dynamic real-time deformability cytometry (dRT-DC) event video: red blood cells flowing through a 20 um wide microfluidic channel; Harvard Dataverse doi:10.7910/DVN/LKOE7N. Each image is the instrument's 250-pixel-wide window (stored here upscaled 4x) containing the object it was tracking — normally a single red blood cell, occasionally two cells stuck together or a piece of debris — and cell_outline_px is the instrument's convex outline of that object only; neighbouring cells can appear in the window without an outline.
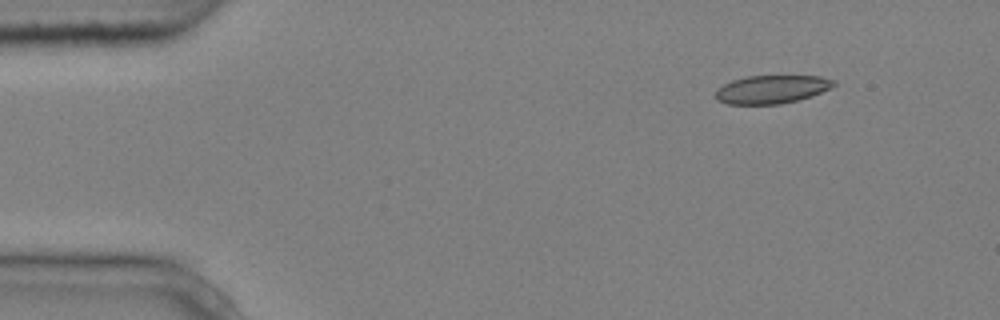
{"species": "common noctule bat (a hibernating species)", "species_latin": "Nyctalus noctula", "temperature_condition": "cold", "stored_images_in_passage": 3, "camera_frame_rate_fps": 3000, "um_per_image_px": 0.085, "animal": {"sex": "male", "body_mass_g": 20.4}, "frame": {"image": 1, "passage_image": 1, "time_ms": 0.0, "image_size_px": [1000, 320], "cell_outline_px": [[836, 84], [812, 96], [780, 104], [728, 104], [716, 100], [716, 88], [732, 80], [748, 76], [820, 76], [836, 80]], "centroid_in_image_um": [65.57, 7.59], "position_along_channel_um": 19.4, "area_um2": 19.36}}
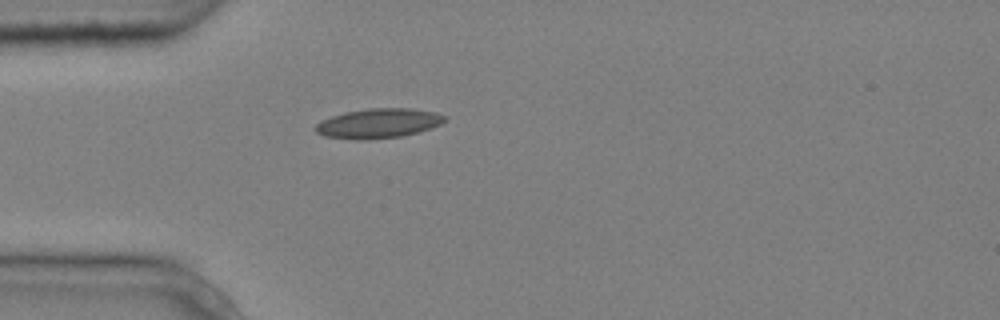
{"frame": {"image": 2, "passage_image": 3, "time_ms": 0.667, "image_size_px": [1000, 320], "cell_outline_px": [[448, 120], [440, 124], [420, 132], [400, 136], [368, 140], [356, 140], [324, 136], [316, 132], [312, 128], [320, 120], [344, 112], [368, 108], [412, 108], [436, 112], [448, 116]], "centroid_in_image_um": [32.16, 10.48], "position_along_channel_um": 52.8, "area_um2": 22.72}}